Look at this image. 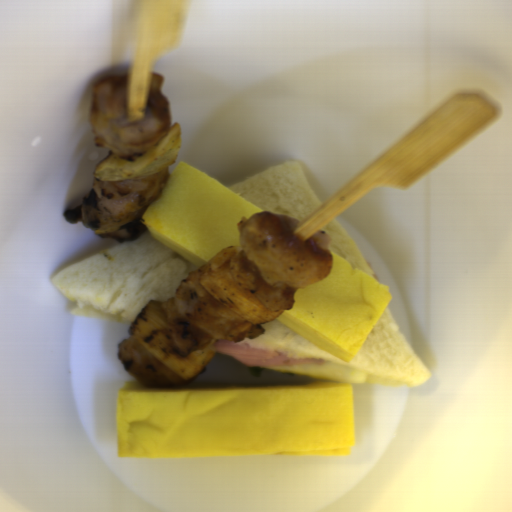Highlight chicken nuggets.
<instances>
[{"mask_svg": "<svg viewBox=\"0 0 512 512\" xmlns=\"http://www.w3.org/2000/svg\"><path fill=\"white\" fill-rule=\"evenodd\" d=\"M300 221L258 212L236 223L237 253L231 271L241 288L267 311L294 308L296 290L310 287L331 270V237L324 229L296 237Z\"/></svg>", "mask_w": 512, "mask_h": 512, "instance_id": "chicken-nuggets-1", "label": "chicken nuggets"}, {"mask_svg": "<svg viewBox=\"0 0 512 512\" xmlns=\"http://www.w3.org/2000/svg\"><path fill=\"white\" fill-rule=\"evenodd\" d=\"M163 81V76L151 73L143 118L132 119L127 109L128 72L98 78L90 88L89 102L94 144L133 162L163 140L172 123Z\"/></svg>", "mask_w": 512, "mask_h": 512, "instance_id": "chicken-nuggets-2", "label": "chicken nuggets"}, {"mask_svg": "<svg viewBox=\"0 0 512 512\" xmlns=\"http://www.w3.org/2000/svg\"><path fill=\"white\" fill-rule=\"evenodd\" d=\"M209 264L191 271L174 296L161 304L174 348L185 358L207 347L213 338L236 343L265 333L261 324L246 320L201 286Z\"/></svg>", "mask_w": 512, "mask_h": 512, "instance_id": "chicken-nuggets-3", "label": "chicken nuggets"}, {"mask_svg": "<svg viewBox=\"0 0 512 512\" xmlns=\"http://www.w3.org/2000/svg\"><path fill=\"white\" fill-rule=\"evenodd\" d=\"M169 177L168 167L131 182H105L94 177L81 203L62 216L70 225L81 221L83 227L102 238L120 244L131 242L147 232L142 216L162 196Z\"/></svg>", "mask_w": 512, "mask_h": 512, "instance_id": "chicken-nuggets-4", "label": "chicken nuggets"}, {"mask_svg": "<svg viewBox=\"0 0 512 512\" xmlns=\"http://www.w3.org/2000/svg\"><path fill=\"white\" fill-rule=\"evenodd\" d=\"M116 358L125 372L133 376L145 389H176L192 384L204 371L186 380L170 370L131 335L117 348Z\"/></svg>", "mask_w": 512, "mask_h": 512, "instance_id": "chicken-nuggets-5", "label": "chicken nuggets"}]
</instances>
